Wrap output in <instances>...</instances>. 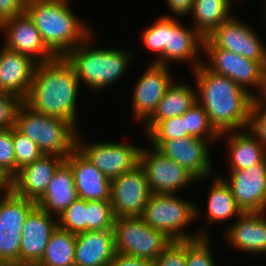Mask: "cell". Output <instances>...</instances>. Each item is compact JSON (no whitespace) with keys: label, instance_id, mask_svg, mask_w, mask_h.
Returning <instances> with one entry per match:
<instances>
[{"label":"cell","instance_id":"cell-10","mask_svg":"<svg viewBox=\"0 0 266 266\" xmlns=\"http://www.w3.org/2000/svg\"><path fill=\"white\" fill-rule=\"evenodd\" d=\"M78 131L76 148L110 180L134 170L139 165L142 147L120 142L86 143ZM81 137V138H80Z\"/></svg>","mask_w":266,"mask_h":266},{"label":"cell","instance_id":"cell-27","mask_svg":"<svg viewBox=\"0 0 266 266\" xmlns=\"http://www.w3.org/2000/svg\"><path fill=\"white\" fill-rule=\"evenodd\" d=\"M191 84L172 83L157 104L154 113L144 122L146 133L157 121L183 115L196 104V89Z\"/></svg>","mask_w":266,"mask_h":266},{"label":"cell","instance_id":"cell-13","mask_svg":"<svg viewBox=\"0 0 266 266\" xmlns=\"http://www.w3.org/2000/svg\"><path fill=\"white\" fill-rule=\"evenodd\" d=\"M144 170H134L111 180L110 203L115 218L141 217L151 195Z\"/></svg>","mask_w":266,"mask_h":266},{"label":"cell","instance_id":"cell-22","mask_svg":"<svg viewBox=\"0 0 266 266\" xmlns=\"http://www.w3.org/2000/svg\"><path fill=\"white\" fill-rule=\"evenodd\" d=\"M236 220L224 230L228 244L249 254L266 255L265 212L242 213Z\"/></svg>","mask_w":266,"mask_h":266},{"label":"cell","instance_id":"cell-34","mask_svg":"<svg viewBox=\"0 0 266 266\" xmlns=\"http://www.w3.org/2000/svg\"><path fill=\"white\" fill-rule=\"evenodd\" d=\"M114 221L110 201H87V231L113 230Z\"/></svg>","mask_w":266,"mask_h":266},{"label":"cell","instance_id":"cell-4","mask_svg":"<svg viewBox=\"0 0 266 266\" xmlns=\"http://www.w3.org/2000/svg\"><path fill=\"white\" fill-rule=\"evenodd\" d=\"M91 33L72 49L65 58L74 67L79 83L95 92L112 86L125 74L133 54L121 48H100L93 42ZM93 42V43H92ZM132 55V56H131Z\"/></svg>","mask_w":266,"mask_h":266},{"label":"cell","instance_id":"cell-23","mask_svg":"<svg viewBox=\"0 0 266 266\" xmlns=\"http://www.w3.org/2000/svg\"><path fill=\"white\" fill-rule=\"evenodd\" d=\"M37 64L29 56L11 51L2 45L0 49L1 91L15 94L24 100L30 91Z\"/></svg>","mask_w":266,"mask_h":266},{"label":"cell","instance_id":"cell-29","mask_svg":"<svg viewBox=\"0 0 266 266\" xmlns=\"http://www.w3.org/2000/svg\"><path fill=\"white\" fill-rule=\"evenodd\" d=\"M225 177H215L207 200L206 220L208 224L219 223L239 217L243 212L237 206L229 185L224 181Z\"/></svg>","mask_w":266,"mask_h":266},{"label":"cell","instance_id":"cell-42","mask_svg":"<svg viewBox=\"0 0 266 266\" xmlns=\"http://www.w3.org/2000/svg\"><path fill=\"white\" fill-rule=\"evenodd\" d=\"M26 0H0V24L25 13Z\"/></svg>","mask_w":266,"mask_h":266},{"label":"cell","instance_id":"cell-5","mask_svg":"<svg viewBox=\"0 0 266 266\" xmlns=\"http://www.w3.org/2000/svg\"><path fill=\"white\" fill-rule=\"evenodd\" d=\"M197 204L176 194L152 193L141 215L142 220L154 229L165 232L172 240H193L209 237L202 227L197 233L185 229L197 221L200 211ZM186 230V231H185Z\"/></svg>","mask_w":266,"mask_h":266},{"label":"cell","instance_id":"cell-7","mask_svg":"<svg viewBox=\"0 0 266 266\" xmlns=\"http://www.w3.org/2000/svg\"><path fill=\"white\" fill-rule=\"evenodd\" d=\"M113 232L117 253L151 261L173 242L165 232L152 228L141 217L115 218Z\"/></svg>","mask_w":266,"mask_h":266},{"label":"cell","instance_id":"cell-44","mask_svg":"<svg viewBox=\"0 0 266 266\" xmlns=\"http://www.w3.org/2000/svg\"><path fill=\"white\" fill-rule=\"evenodd\" d=\"M168 6V10L172 12L175 17H186L191 13L194 0H165Z\"/></svg>","mask_w":266,"mask_h":266},{"label":"cell","instance_id":"cell-11","mask_svg":"<svg viewBox=\"0 0 266 266\" xmlns=\"http://www.w3.org/2000/svg\"><path fill=\"white\" fill-rule=\"evenodd\" d=\"M141 148L139 166L144 170L151 193L176 194L199 181L191 172L156 148ZM177 191V192H176Z\"/></svg>","mask_w":266,"mask_h":266},{"label":"cell","instance_id":"cell-3","mask_svg":"<svg viewBox=\"0 0 266 266\" xmlns=\"http://www.w3.org/2000/svg\"><path fill=\"white\" fill-rule=\"evenodd\" d=\"M68 2L70 1L26 2L25 13L35 23L42 41L56 57H65L93 33L90 25L74 15Z\"/></svg>","mask_w":266,"mask_h":266},{"label":"cell","instance_id":"cell-38","mask_svg":"<svg viewBox=\"0 0 266 266\" xmlns=\"http://www.w3.org/2000/svg\"><path fill=\"white\" fill-rule=\"evenodd\" d=\"M245 130L250 132L266 150V103L259 98H254L250 105Z\"/></svg>","mask_w":266,"mask_h":266},{"label":"cell","instance_id":"cell-39","mask_svg":"<svg viewBox=\"0 0 266 266\" xmlns=\"http://www.w3.org/2000/svg\"><path fill=\"white\" fill-rule=\"evenodd\" d=\"M0 169L11 179L16 175L12 128L0 129Z\"/></svg>","mask_w":266,"mask_h":266},{"label":"cell","instance_id":"cell-2","mask_svg":"<svg viewBox=\"0 0 266 266\" xmlns=\"http://www.w3.org/2000/svg\"><path fill=\"white\" fill-rule=\"evenodd\" d=\"M196 100L211 125L221 134L245 130L254 97L230 78L216 74L203 63L193 70Z\"/></svg>","mask_w":266,"mask_h":266},{"label":"cell","instance_id":"cell-19","mask_svg":"<svg viewBox=\"0 0 266 266\" xmlns=\"http://www.w3.org/2000/svg\"><path fill=\"white\" fill-rule=\"evenodd\" d=\"M179 22L176 17L167 15V38L164 49V66L172 62H190L193 70L203 60H199V52H203L204 38L193 28ZM202 50V51H200ZM199 57V58H198Z\"/></svg>","mask_w":266,"mask_h":266},{"label":"cell","instance_id":"cell-36","mask_svg":"<svg viewBox=\"0 0 266 266\" xmlns=\"http://www.w3.org/2000/svg\"><path fill=\"white\" fill-rule=\"evenodd\" d=\"M12 137L17 174L20 169L31 164L44 154L40 151L35 142L31 141L26 135L18 131L15 127H12Z\"/></svg>","mask_w":266,"mask_h":266},{"label":"cell","instance_id":"cell-31","mask_svg":"<svg viewBox=\"0 0 266 266\" xmlns=\"http://www.w3.org/2000/svg\"><path fill=\"white\" fill-rule=\"evenodd\" d=\"M182 117L189 136L209 140L211 144L219 138L220 134L211 125L206 111L197 102Z\"/></svg>","mask_w":266,"mask_h":266},{"label":"cell","instance_id":"cell-21","mask_svg":"<svg viewBox=\"0 0 266 266\" xmlns=\"http://www.w3.org/2000/svg\"><path fill=\"white\" fill-rule=\"evenodd\" d=\"M65 162L72 169L79 198L87 201H110L111 180L77 148L65 158Z\"/></svg>","mask_w":266,"mask_h":266},{"label":"cell","instance_id":"cell-30","mask_svg":"<svg viewBox=\"0 0 266 266\" xmlns=\"http://www.w3.org/2000/svg\"><path fill=\"white\" fill-rule=\"evenodd\" d=\"M76 234L57 227L35 266H75Z\"/></svg>","mask_w":266,"mask_h":266},{"label":"cell","instance_id":"cell-48","mask_svg":"<svg viewBox=\"0 0 266 266\" xmlns=\"http://www.w3.org/2000/svg\"><path fill=\"white\" fill-rule=\"evenodd\" d=\"M0 91H1V67H0Z\"/></svg>","mask_w":266,"mask_h":266},{"label":"cell","instance_id":"cell-40","mask_svg":"<svg viewBox=\"0 0 266 266\" xmlns=\"http://www.w3.org/2000/svg\"><path fill=\"white\" fill-rule=\"evenodd\" d=\"M23 100L15 94L0 91V129L15 126L16 114Z\"/></svg>","mask_w":266,"mask_h":266},{"label":"cell","instance_id":"cell-47","mask_svg":"<svg viewBox=\"0 0 266 266\" xmlns=\"http://www.w3.org/2000/svg\"><path fill=\"white\" fill-rule=\"evenodd\" d=\"M0 266H22V265H19L17 263H1L0 262Z\"/></svg>","mask_w":266,"mask_h":266},{"label":"cell","instance_id":"cell-15","mask_svg":"<svg viewBox=\"0 0 266 266\" xmlns=\"http://www.w3.org/2000/svg\"><path fill=\"white\" fill-rule=\"evenodd\" d=\"M229 185L243 213L266 212V157L252 167L230 171Z\"/></svg>","mask_w":266,"mask_h":266},{"label":"cell","instance_id":"cell-9","mask_svg":"<svg viewBox=\"0 0 266 266\" xmlns=\"http://www.w3.org/2000/svg\"><path fill=\"white\" fill-rule=\"evenodd\" d=\"M36 201L12 190L0 197V262L19 264L22 228Z\"/></svg>","mask_w":266,"mask_h":266},{"label":"cell","instance_id":"cell-24","mask_svg":"<svg viewBox=\"0 0 266 266\" xmlns=\"http://www.w3.org/2000/svg\"><path fill=\"white\" fill-rule=\"evenodd\" d=\"M116 254L113 230L76 235L75 266H110Z\"/></svg>","mask_w":266,"mask_h":266},{"label":"cell","instance_id":"cell-14","mask_svg":"<svg viewBox=\"0 0 266 266\" xmlns=\"http://www.w3.org/2000/svg\"><path fill=\"white\" fill-rule=\"evenodd\" d=\"M215 47L252 61H266V45L254 28L232 15L206 37Z\"/></svg>","mask_w":266,"mask_h":266},{"label":"cell","instance_id":"cell-25","mask_svg":"<svg viewBox=\"0 0 266 266\" xmlns=\"http://www.w3.org/2000/svg\"><path fill=\"white\" fill-rule=\"evenodd\" d=\"M77 198L72 169L64 161L55 171L45 193L36 201V205L58 217Z\"/></svg>","mask_w":266,"mask_h":266},{"label":"cell","instance_id":"cell-37","mask_svg":"<svg viewBox=\"0 0 266 266\" xmlns=\"http://www.w3.org/2000/svg\"><path fill=\"white\" fill-rule=\"evenodd\" d=\"M210 243V236L186 240V266H216Z\"/></svg>","mask_w":266,"mask_h":266},{"label":"cell","instance_id":"cell-1","mask_svg":"<svg viewBox=\"0 0 266 266\" xmlns=\"http://www.w3.org/2000/svg\"><path fill=\"white\" fill-rule=\"evenodd\" d=\"M80 83L65 57L38 63L30 91L23 102L34 111L68 121L77 131V96Z\"/></svg>","mask_w":266,"mask_h":266},{"label":"cell","instance_id":"cell-32","mask_svg":"<svg viewBox=\"0 0 266 266\" xmlns=\"http://www.w3.org/2000/svg\"><path fill=\"white\" fill-rule=\"evenodd\" d=\"M141 43L147 50L157 54L152 63L164 65V49L166 48L167 38V16H160L154 23L143 29Z\"/></svg>","mask_w":266,"mask_h":266},{"label":"cell","instance_id":"cell-33","mask_svg":"<svg viewBox=\"0 0 266 266\" xmlns=\"http://www.w3.org/2000/svg\"><path fill=\"white\" fill-rule=\"evenodd\" d=\"M58 228L72 234L87 231V200L77 198L58 217Z\"/></svg>","mask_w":266,"mask_h":266},{"label":"cell","instance_id":"cell-46","mask_svg":"<svg viewBox=\"0 0 266 266\" xmlns=\"http://www.w3.org/2000/svg\"><path fill=\"white\" fill-rule=\"evenodd\" d=\"M261 101L266 103V67H265V76H264V88L262 94L258 97Z\"/></svg>","mask_w":266,"mask_h":266},{"label":"cell","instance_id":"cell-12","mask_svg":"<svg viewBox=\"0 0 266 266\" xmlns=\"http://www.w3.org/2000/svg\"><path fill=\"white\" fill-rule=\"evenodd\" d=\"M164 156L172 159L191 172L199 181L212 178L210 141L187 136L171 140H148Z\"/></svg>","mask_w":266,"mask_h":266},{"label":"cell","instance_id":"cell-43","mask_svg":"<svg viewBox=\"0 0 266 266\" xmlns=\"http://www.w3.org/2000/svg\"><path fill=\"white\" fill-rule=\"evenodd\" d=\"M110 266H155V262L149 259L133 257L116 252Z\"/></svg>","mask_w":266,"mask_h":266},{"label":"cell","instance_id":"cell-28","mask_svg":"<svg viewBox=\"0 0 266 266\" xmlns=\"http://www.w3.org/2000/svg\"><path fill=\"white\" fill-rule=\"evenodd\" d=\"M234 0H194L189 15L194 18L193 28L203 37H208L233 14L230 11Z\"/></svg>","mask_w":266,"mask_h":266},{"label":"cell","instance_id":"cell-35","mask_svg":"<svg viewBox=\"0 0 266 266\" xmlns=\"http://www.w3.org/2000/svg\"><path fill=\"white\" fill-rule=\"evenodd\" d=\"M144 134L148 140H171L189 136L182 115L157 121Z\"/></svg>","mask_w":266,"mask_h":266},{"label":"cell","instance_id":"cell-18","mask_svg":"<svg viewBox=\"0 0 266 266\" xmlns=\"http://www.w3.org/2000/svg\"><path fill=\"white\" fill-rule=\"evenodd\" d=\"M57 227V217L36 205L26 217L22 228L19 265L35 266L41 260Z\"/></svg>","mask_w":266,"mask_h":266},{"label":"cell","instance_id":"cell-6","mask_svg":"<svg viewBox=\"0 0 266 266\" xmlns=\"http://www.w3.org/2000/svg\"><path fill=\"white\" fill-rule=\"evenodd\" d=\"M14 127L35 142L44 155L66 158L76 148L78 131L68 121L38 113L24 102L18 108Z\"/></svg>","mask_w":266,"mask_h":266},{"label":"cell","instance_id":"cell-50","mask_svg":"<svg viewBox=\"0 0 266 266\" xmlns=\"http://www.w3.org/2000/svg\"><path fill=\"white\" fill-rule=\"evenodd\" d=\"M266 1V0H265ZM266 4V3H265ZM265 16H264V18L266 19V6H265ZM266 21V20H265ZM266 23V22H265ZM266 25V24H265Z\"/></svg>","mask_w":266,"mask_h":266},{"label":"cell","instance_id":"cell-26","mask_svg":"<svg viewBox=\"0 0 266 266\" xmlns=\"http://www.w3.org/2000/svg\"><path fill=\"white\" fill-rule=\"evenodd\" d=\"M228 131L221 133L219 139L228 135V154L227 161L229 171L242 170L252 167L256 163L261 162L266 157V150L249 132Z\"/></svg>","mask_w":266,"mask_h":266},{"label":"cell","instance_id":"cell-20","mask_svg":"<svg viewBox=\"0 0 266 266\" xmlns=\"http://www.w3.org/2000/svg\"><path fill=\"white\" fill-rule=\"evenodd\" d=\"M64 161L65 158L61 156L42 155L17 172L11 179V190L18 196L37 201Z\"/></svg>","mask_w":266,"mask_h":266},{"label":"cell","instance_id":"cell-49","mask_svg":"<svg viewBox=\"0 0 266 266\" xmlns=\"http://www.w3.org/2000/svg\"><path fill=\"white\" fill-rule=\"evenodd\" d=\"M31 1H44V0H26V2H31Z\"/></svg>","mask_w":266,"mask_h":266},{"label":"cell","instance_id":"cell-8","mask_svg":"<svg viewBox=\"0 0 266 266\" xmlns=\"http://www.w3.org/2000/svg\"><path fill=\"white\" fill-rule=\"evenodd\" d=\"M203 53H206L208 59H204L206 62L203 61V64L209 70L230 78L254 98L262 94L266 61H252L231 51L217 48L207 38L203 40Z\"/></svg>","mask_w":266,"mask_h":266},{"label":"cell","instance_id":"cell-16","mask_svg":"<svg viewBox=\"0 0 266 266\" xmlns=\"http://www.w3.org/2000/svg\"><path fill=\"white\" fill-rule=\"evenodd\" d=\"M0 29L6 36L3 46L7 49L27 55L37 63L50 62L56 58L44 44L35 23L26 13L2 22Z\"/></svg>","mask_w":266,"mask_h":266},{"label":"cell","instance_id":"cell-45","mask_svg":"<svg viewBox=\"0 0 266 266\" xmlns=\"http://www.w3.org/2000/svg\"><path fill=\"white\" fill-rule=\"evenodd\" d=\"M0 191L6 195L11 191V178L0 169Z\"/></svg>","mask_w":266,"mask_h":266},{"label":"cell","instance_id":"cell-17","mask_svg":"<svg viewBox=\"0 0 266 266\" xmlns=\"http://www.w3.org/2000/svg\"><path fill=\"white\" fill-rule=\"evenodd\" d=\"M171 76L170 66L150 63L133 91L132 111L136 120L144 123L154 113L157 104L174 81Z\"/></svg>","mask_w":266,"mask_h":266},{"label":"cell","instance_id":"cell-41","mask_svg":"<svg viewBox=\"0 0 266 266\" xmlns=\"http://www.w3.org/2000/svg\"><path fill=\"white\" fill-rule=\"evenodd\" d=\"M154 262L155 266H186V240H173Z\"/></svg>","mask_w":266,"mask_h":266}]
</instances>
